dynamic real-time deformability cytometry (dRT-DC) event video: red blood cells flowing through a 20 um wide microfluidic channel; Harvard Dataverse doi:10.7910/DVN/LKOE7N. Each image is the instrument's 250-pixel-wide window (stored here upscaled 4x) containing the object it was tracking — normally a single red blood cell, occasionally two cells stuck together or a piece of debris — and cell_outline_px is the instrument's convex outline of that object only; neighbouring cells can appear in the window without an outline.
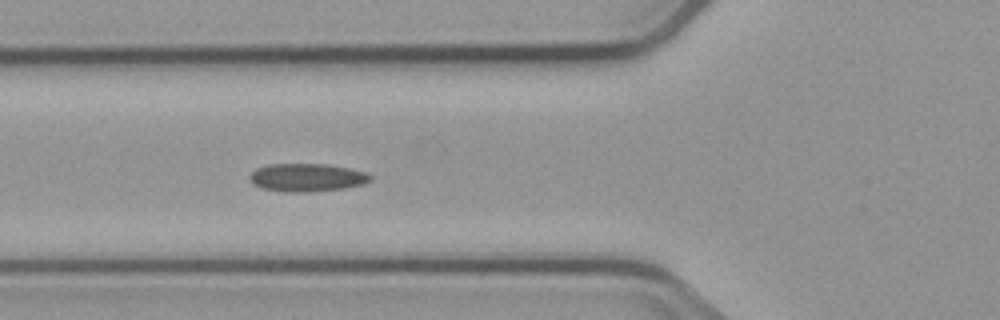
{"species": "common noctule bat (a hibernating species)", "species_latin": "Nyctalus noctula", "temperature_condition": "cold", "stored_images_in_passage": 4, "segment_of_instrument_passage": [1, 2], "camera_frame_rate_fps": 3000, "um_per_image_px": 0.085, "animal": {"sex": "male", "body_mass_g": 23.1, "forearm_length_mm": 52.7}, "frame": {"image": 1, "passage_image": 3, "time_ms": 2.333, "image_size_px": [1000, 320], "cell_outline_px": [[372, 176], [364, 184], [344, 188], [304, 192], [284, 192], [260, 188], [252, 184], [248, 176], [256, 168], [268, 164], [328, 164], [348, 168], [364, 172]], "centroid_in_image_um": [26.02, 15.09], "position_along_channel_um": 99.8, "area_um2": 19.71}}